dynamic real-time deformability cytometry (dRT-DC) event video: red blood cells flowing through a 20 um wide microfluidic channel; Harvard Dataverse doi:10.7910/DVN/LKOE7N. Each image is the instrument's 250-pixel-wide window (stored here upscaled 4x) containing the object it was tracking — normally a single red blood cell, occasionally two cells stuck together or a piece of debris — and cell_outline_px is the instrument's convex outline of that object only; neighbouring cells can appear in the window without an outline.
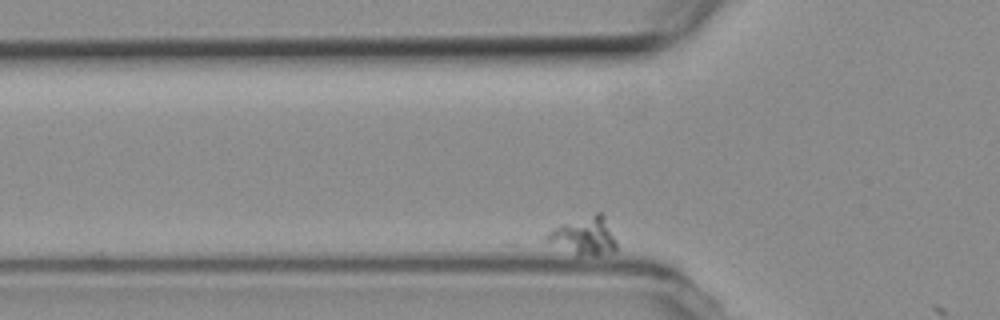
{"species": "common noctule bat (a hibernating species)", "species_latin": "Nyctalus noctula", "temperature_condition": "room temperature", "stored_images_in_passage": 3, "camera_frame_rate_fps": 3000, "um_per_image_px": 0.085, "animal": {"sex": "female", "body_mass_g": 19.3, "forearm_length_mm": 54.1}, "frame": {"image": 1, "passage_image": 2, "time_ms": 0.333, "image_size_px": [1000, 320], "cell_outline_px": [[620, 248], [616, 252], [596, 256], [576, 256], [544, 240], [544, 236], [552, 228], [560, 224], [596, 212], [600, 212], [604, 216]], "centroid_in_image_um": [49.67, 20.09], "position_along_channel_um": 76.1, "area_um2": 15.95}}